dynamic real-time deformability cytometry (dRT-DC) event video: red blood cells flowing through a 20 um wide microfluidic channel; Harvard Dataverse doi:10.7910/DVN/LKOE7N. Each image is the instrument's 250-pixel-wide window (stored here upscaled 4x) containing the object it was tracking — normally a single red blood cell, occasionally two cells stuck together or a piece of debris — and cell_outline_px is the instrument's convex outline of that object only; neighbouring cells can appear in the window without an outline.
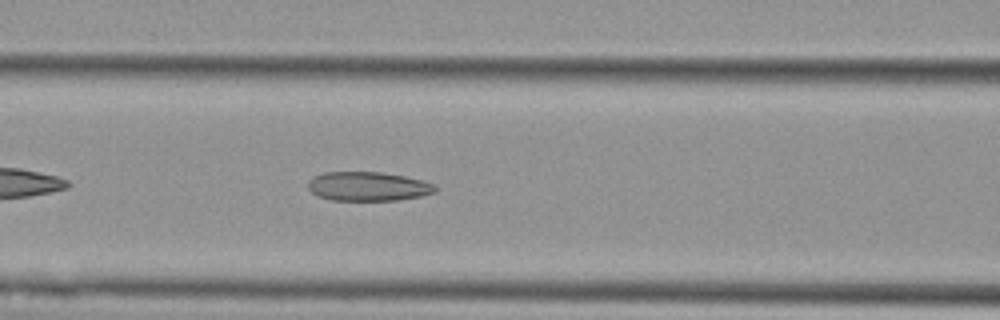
{"species": "Egyptian fruit bat (a non-hibernating species)", "species_latin": "Rousettus aegyptiacus", "temperature_condition": "cold", "stored_images_in_passage": 36, "camera_frame_rate_fps": 3000, "um_per_image_px": 0.085, "animal": {"sex": "female"}, "frame": {"image": 1, "passage_image": 9, "time_ms": 2.667, "image_size_px": [1000, 320], "cell_outline_px": [[436, 192], [420, 196], [400, 200], [332, 200], [316, 196], [308, 188], [308, 180], [312, 176], [324, 172], [380, 172], [404, 176], [436, 184]], "centroid_in_image_um": [31.25, 15.84], "position_along_channel_um": 135.3, "area_um2": 21.68}}
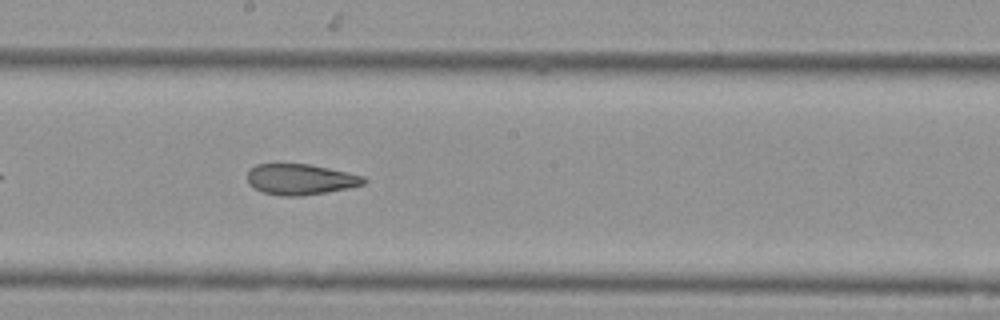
{"frame": {"image": 2, "passage_image": 16, "time_ms": 5.0, "image_size_px": [1000, 320], "cell_outline_px": [[368, 180], [364, 184], [348, 188], [300, 196], [280, 196], [264, 192], [248, 184], [248, 168], [256, 164], [308, 164], [328, 168], [364, 176]], "centroid_in_image_um": [25.52, 15.24], "position_along_channel_um": 222.7, "area_um2": 20.75}}
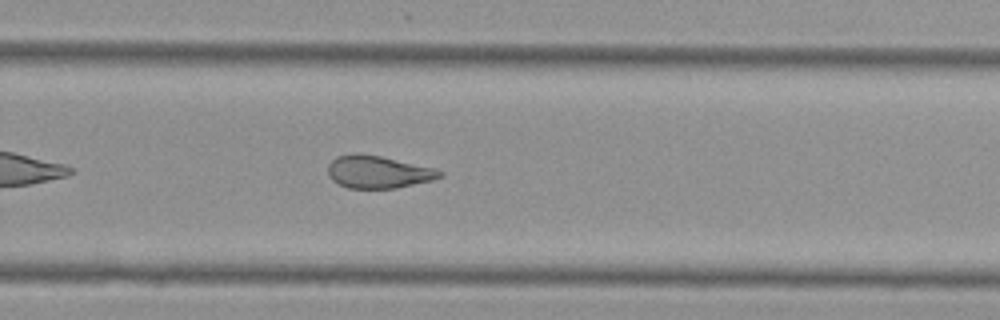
{"frame": {"image": 3, "passage_image": 22, "time_ms": 7.0, "image_size_px": [1000, 320], "cell_outline_px": [[444, 176], [432, 180], [396, 188], [348, 188], [332, 180], [328, 176], [328, 164], [336, 156], [356, 152], [380, 156], [432, 168], [444, 172]], "centroid_in_image_um": [32.1, 14.61], "position_along_channel_um": 297.7, "area_um2": 21.1}, "authors_computed_cell_mechanics": {"area_um2": 21.8773, "velocity_mm_per_s": 3.765, "shape_relaxation_time_tau1_ms": null, "shape_relaxation_time_tau2_ms": 2.2836, "deformation_change_tau1": null, "deformation_change_tau2": 0.0954}}